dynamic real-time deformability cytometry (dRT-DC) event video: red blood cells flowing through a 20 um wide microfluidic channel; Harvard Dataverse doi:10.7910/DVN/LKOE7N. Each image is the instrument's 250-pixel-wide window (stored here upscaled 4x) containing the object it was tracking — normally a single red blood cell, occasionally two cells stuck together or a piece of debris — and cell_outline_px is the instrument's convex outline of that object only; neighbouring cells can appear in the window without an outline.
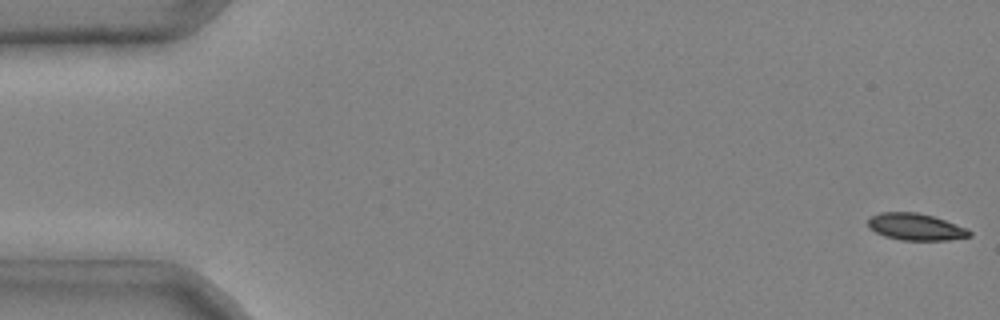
{"species": "common noctule bat (a hibernating species)", "species_latin": "Nyctalus noctula", "temperature_condition": "cold", "stored_images_in_passage": 4, "camera_frame_rate_fps": 3000, "um_per_image_px": 0.085, "animal": {"sex": "male", "body_mass_g": 20.4}, "frame": {"image": 1, "passage_image": 1, "time_ms": 0.0, "image_size_px": [1000, 320], "cell_outline_px": [[972, 236], [948, 240], [900, 240], [884, 236], [868, 228], [868, 220], [872, 216], [880, 212], [916, 212], [932, 216], [968, 228], [972, 232]], "centroid_in_image_um": [77.84, 19.29], "position_along_channel_um": 7.2, "area_um2": 15.9}}
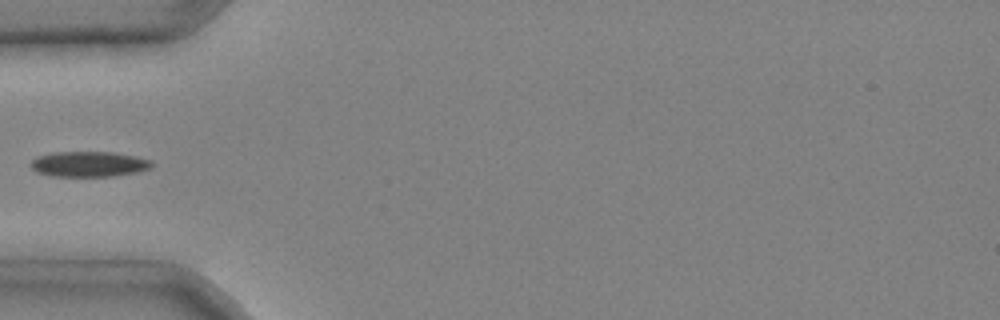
{"frame": {"image": 2, "passage_image": 4, "time_ms": 1.0, "image_size_px": [1000, 320], "cell_outline_px": [[152, 168], [136, 172], [108, 176], [56, 176], [36, 172], [28, 164], [36, 156], [52, 152], [116, 152], [136, 156], [152, 160]], "centroid_in_image_um": [7.54, 13.93], "position_along_channel_um": 77.5, "area_um2": 17.98}}